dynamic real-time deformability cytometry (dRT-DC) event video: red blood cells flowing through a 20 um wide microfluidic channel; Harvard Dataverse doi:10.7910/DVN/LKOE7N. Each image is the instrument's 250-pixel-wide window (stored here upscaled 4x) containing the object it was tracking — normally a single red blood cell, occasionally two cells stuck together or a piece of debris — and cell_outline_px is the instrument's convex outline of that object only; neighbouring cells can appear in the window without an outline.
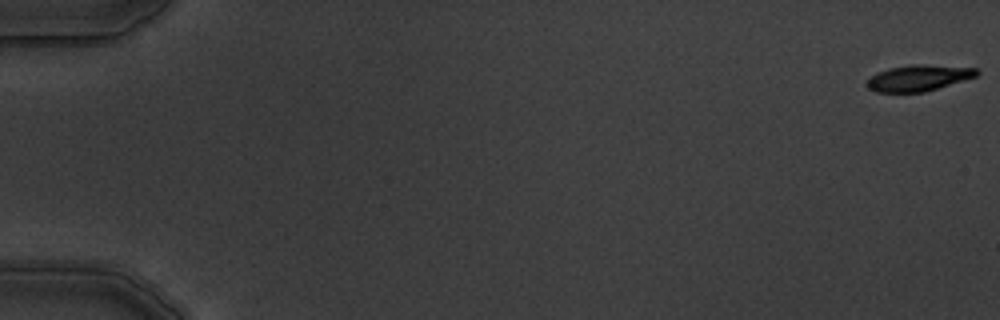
{"species": "common noctule bat (a hibernating species)", "species_latin": "Nyctalus noctula", "temperature_condition": "warm", "stored_images_in_passage": 4, "camera_frame_rate_fps": 3000, "um_per_image_px": 0.085, "animal": {"sex": "male", "body_mass_g": 19.5, "forearm_length_mm": 54.6}, "frame": {"image": 1, "passage_image": 1, "time_ms": 0.0, "image_size_px": [1000, 320], "cell_outline_px": [[980, 72], [976, 76], [924, 92], [876, 92], [868, 88], [864, 84], [876, 72], [888, 68], [912, 64], [924, 64], [976, 68]], "centroid_in_image_um": [78.03, 6.62], "position_along_channel_um": 7.0, "area_um2": 16.65}}